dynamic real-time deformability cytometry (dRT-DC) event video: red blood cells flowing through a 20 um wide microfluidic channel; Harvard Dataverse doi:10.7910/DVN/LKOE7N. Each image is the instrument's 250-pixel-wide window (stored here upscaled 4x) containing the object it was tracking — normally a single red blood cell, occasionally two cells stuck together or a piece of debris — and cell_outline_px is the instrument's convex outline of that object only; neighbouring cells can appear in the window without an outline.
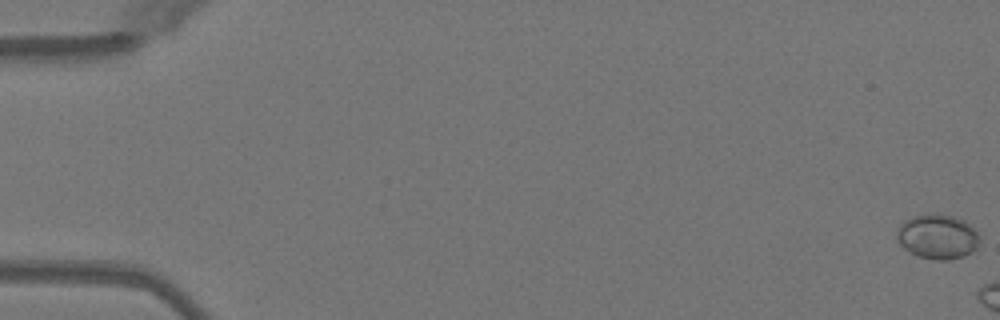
{"species": "Egyptian fruit bat (a non-hibernating species)", "species_latin": "Rousettus aegyptiacus", "temperature_condition": "warm", "stored_images_in_passage": 6, "camera_frame_rate_fps": 3000, "um_per_image_px": 0.085, "animal": {"sex": "female"}, "frame": {"image": 1, "passage_image": 1, "time_ms": 0.0, "image_size_px": [1000, 320], "cell_outline_px": [[980, 240], [976, 248], [972, 252], [964, 256], [948, 260], [936, 260], [916, 256], [904, 248], [896, 240], [896, 232], [900, 224], [904, 220], [916, 216], [952, 216], [964, 220], [980, 236]], "centroid_in_image_um": [79.68, 20.16], "position_along_channel_um": 5.3, "area_um2": 21.21}}